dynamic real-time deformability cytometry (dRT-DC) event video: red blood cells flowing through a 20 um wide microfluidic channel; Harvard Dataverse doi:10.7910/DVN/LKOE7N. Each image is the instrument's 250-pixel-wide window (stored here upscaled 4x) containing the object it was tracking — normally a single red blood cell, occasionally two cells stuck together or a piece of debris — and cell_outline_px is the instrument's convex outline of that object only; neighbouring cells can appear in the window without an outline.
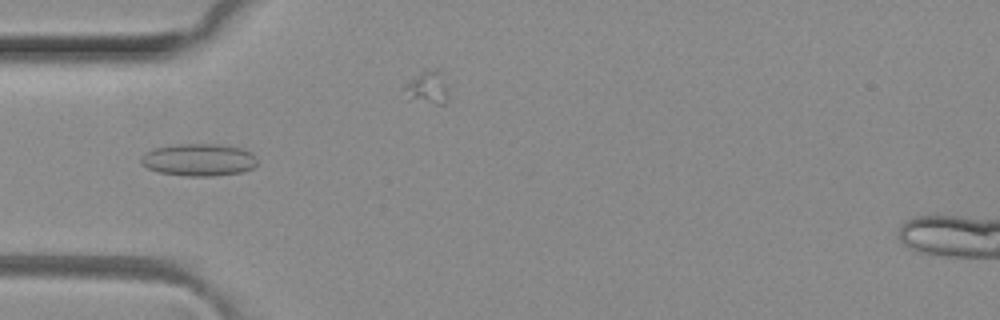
{"species": "common noctule bat (a hibernating species)", "species_latin": "Nyctalus noctula", "temperature_condition": "room temperature", "stored_images_in_passage": 39, "camera_frame_rate_fps": 3000, "um_per_image_px": 0.085, "animal": {"sex": "female", "body_mass_g": 29.2, "forearm_length_mm": 56.3}, "frame": {"image": 1, "passage_image": 4, "time_ms": 1.0, "image_size_px": [1000, 320], "cell_outline_px": [[256, 164], [252, 168], [240, 172], [212, 176], [188, 176], [160, 172], [148, 168], [140, 164], [140, 156], [144, 152], [168, 144], [220, 144], [240, 148], [252, 152], [256, 156]], "centroid_in_image_um": [16.86, 13.57], "position_along_channel_um": 68.1, "area_um2": 22.02}}
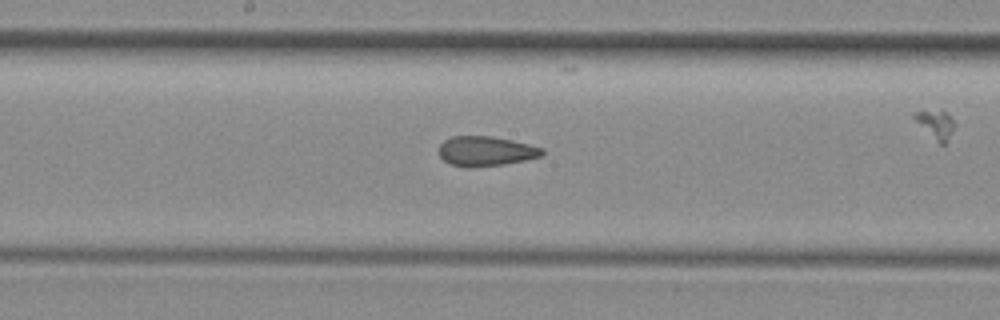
{"frame": {"image": 2, "passage_image": 14, "time_ms": 4.333, "image_size_px": [1000, 320], "cell_outline_px": [[544, 156], [504, 164], [468, 168], [452, 164], [444, 160], [436, 152], [440, 144], [444, 140], [452, 136], [492, 136], [512, 140], [544, 148]], "centroid_in_image_um": [41.28, 12.84], "position_along_channel_um": 206.9, "area_um2": 18.09}}
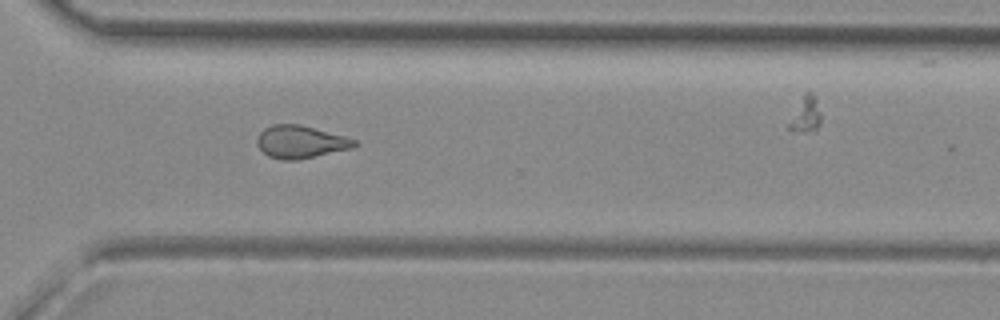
{"frame": {"image": 3, "passage_image": 24, "time_ms": 7.667, "image_size_px": [1000, 320], "cell_outline_px": [[360, 144], [352, 148], [296, 160], [284, 160], [268, 156], [256, 144], [256, 136], [264, 128], [272, 124], [300, 124], [344, 136], [356, 140]], "centroid_in_image_um": [25.53, 12.05], "position_along_channel_um": 345.1, "area_um2": 18.5}, "authors_computed_cell_mechanics": {"area_um2": 18.3804, "velocity_mm_per_s": 4.156, "shape_relaxation_time_tau1_ms": null, "shape_relaxation_time_tau2_ms": 1.7388, "deformation_change_tau1": null, "deformation_change_tau2": 0.082}}